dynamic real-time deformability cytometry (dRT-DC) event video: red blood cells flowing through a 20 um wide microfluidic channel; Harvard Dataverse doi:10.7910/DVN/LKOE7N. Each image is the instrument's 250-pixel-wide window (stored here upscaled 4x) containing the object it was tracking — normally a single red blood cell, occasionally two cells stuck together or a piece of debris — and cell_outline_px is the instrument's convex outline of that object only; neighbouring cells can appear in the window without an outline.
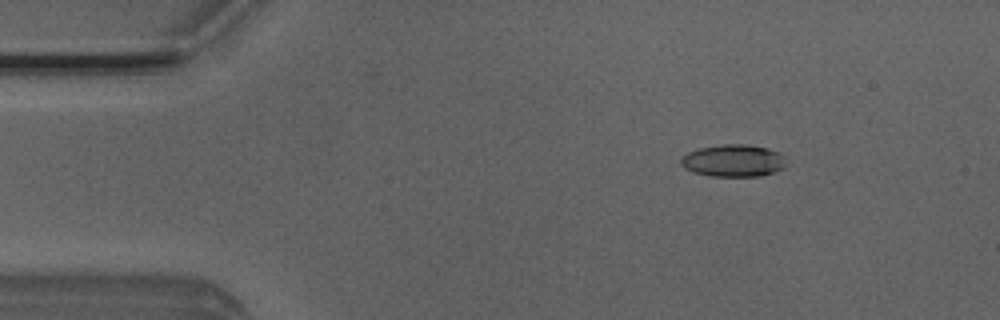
{"species": "Egyptian fruit bat (a non-hibernating species)", "species_latin": "Rousettus aegyptiacus", "temperature_condition": "room temperature", "stored_images_in_passage": 15, "camera_frame_rate_fps": 3000, "um_per_image_px": 0.085, "animal": {"sex": "male"}, "frame": {"image": 1, "passage_image": 7, "time_ms": 2.0, "image_size_px": [1000, 320], "cell_outline_px": [[784, 168], [760, 176], [712, 176], [692, 172], [684, 168], [680, 164], [680, 160], [688, 152], [700, 148], [724, 144], [748, 144], [768, 148], [780, 152], [784, 156]], "centroid_in_image_um": [62.33, 13.65], "position_along_channel_um": 22.7, "area_um2": 19.77}}